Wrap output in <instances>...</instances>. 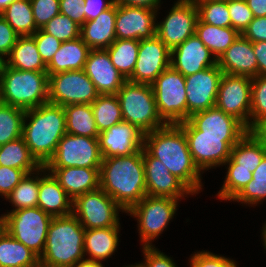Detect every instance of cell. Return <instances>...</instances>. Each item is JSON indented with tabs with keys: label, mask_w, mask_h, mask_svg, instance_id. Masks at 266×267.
Instances as JSON below:
<instances>
[{
	"label": "cell",
	"mask_w": 266,
	"mask_h": 267,
	"mask_svg": "<svg viewBox=\"0 0 266 267\" xmlns=\"http://www.w3.org/2000/svg\"><path fill=\"white\" fill-rule=\"evenodd\" d=\"M143 148L152 157L163 162L170 173L194 195L202 191L203 173L193 162L186 135L179 124H166L145 133Z\"/></svg>",
	"instance_id": "6da1fadb"
},
{
	"label": "cell",
	"mask_w": 266,
	"mask_h": 267,
	"mask_svg": "<svg viewBox=\"0 0 266 267\" xmlns=\"http://www.w3.org/2000/svg\"><path fill=\"white\" fill-rule=\"evenodd\" d=\"M100 188L126 212L147 195L143 148L128 156L103 158Z\"/></svg>",
	"instance_id": "7a4b0ae2"
},
{
	"label": "cell",
	"mask_w": 266,
	"mask_h": 267,
	"mask_svg": "<svg viewBox=\"0 0 266 267\" xmlns=\"http://www.w3.org/2000/svg\"><path fill=\"white\" fill-rule=\"evenodd\" d=\"M65 134L66 114L62 106L47 102L25 112L22 137L41 166L53 157Z\"/></svg>",
	"instance_id": "3957f363"
},
{
	"label": "cell",
	"mask_w": 266,
	"mask_h": 267,
	"mask_svg": "<svg viewBox=\"0 0 266 267\" xmlns=\"http://www.w3.org/2000/svg\"><path fill=\"white\" fill-rule=\"evenodd\" d=\"M85 229L73 215L53 217L39 262L46 267H72L84 259Z\"/></svg>",
	"instance_id": "277c9868"
},
{
	"label": "cell",
	"mask_w": 266,
	"mask_h": 267,
	"mask_svg": "<svg viewBox=\"0 0 266 267\" xmlns=\"http://www.w3.org/2000/svg\"><path fill=\"white\" fill-rule=\"evenodd\" d=\"M49 100L47 72L24 71L8 67L0 70V102L24 111L36 108Z\"/></svg>",
	"instance_id": "5b68a950"
},
{
	"label": "cell",
	"mask_w": 266,
	"mask_h": 267,
	"mask_svg": "<svg viewBox=\"0 0 266 267\" xmlns=\"http://www.w3.org/2000/svg\"><path fill=\"white\" fill-rule=\"evenodd\" d=\"M116 95L120 102L123 121L135 125L142 133L166 125L159 116L151 85L127 80Z\"/></svg>",
	"instance_id": "8992f818"
},
{
	"label": "cell",
	"mask_w": 266,
	"mask_h": 267,
	"mask_svg": "<svg viewBox=\"0 0 266 267\" xmlns=\"http://www.w3.org/2000/svg\"><path fill=\"white\" fill-rule=\"evenodd\" d=\"M181 200L146 195L126 213L137 220L142 247H152V242L167 229L176 216Z\"/></svg>",
	"instance_id": "52a82bcc"
},
{
	"label": "cell",
	"mask_w": 266,
	"mask_h": 267,
	"mask_svg": "<svg viewBox=\"0 0 266 267\" xmlns=\"http://www.w3.org/2000/svg\"><path fill=\"white\" fill-rule=\"evenodd\" d=\"M159 116L166 124L187 120L185 77L171 66L151 84Z\"/></svg>",
	"instance_id": "ba28073f"
},
{
	"label": "cell",
	"mask_w": 266,
	"mask_h": 267,
	"mask_svg": "<svg viewBox=\"0 0 266 267\" xmlns=\"http://www.w3.org/2000/svg\"><path fill=\"white\" fill-rule=\"evenodd\" d=\"M6 231L40 257L53 216L37 207L4 213Z\"/></svg>",
	"instance_id": "9c48e42d"
},
{
	"label": "cell",
	"mask_w": 266,
	"mask_h": 267,
	"mask_svg": "<svg viewBox=\"0 0 266 267\" xmlns=\"http://www.w3.org/2000/svg\"><path fill=\"white\" fill-rule=\"evenodd\" d=\"M179 125L186 135L193 162L202 173L223 166L230 158L231 148L242 138L199 136V130L189 120Z\"/></svg>",
	"instance_id": "30bf717a"
},
{
	"label": "cell",
	"mask_w": 266,
	"mask_h": 267,
	"mask_svg": "<svg viewBox=\"0 0 266 267\" xmlns=\"http://www.w3.org/2000/svg\"><path fill=\"white\" fill-rule=\"evenodd\" d=\"M119 212L126 211L105 191L98 188L73 200V215L84 229L121 226Z\"/></svg>",
	"instance_id": "8fae6325"
},
{
	"label": "cell",
	"mask_w": 266,
	"mask_h": 267,
	"mask_svg": "<svg viewBox=\"0 0 266 267\" xmlns=\"http://www.w3.org/2000/svg\"><path fill=\"white\" fill-rule=\"evenodd\" d=\"M103 157L98 138L66 133L58 142L53 157L45 168L85 167L100 168Z\"/></svg>",
	"instance_id": "7c38bea8"
},
{
	"label": "cell",
	"mask_w": 266,
	"mask_h": 267,
	"mask_svg": "<svg viewBox=\"0 0 266 267\" xmlns=\"http://www.w3.org/2000/svg\"><path fill=\"white\" fill-rule=\"evenodd\" d=\"M99 95L84 70L49 75L50 103L62 107L70 104H92Z\"/></svg>",
	"instance_id": "4fadbf2b"
},
{
	"label": "cell",
	"mask_w": 266,
	"mask_h": 267,
	"mask_svg": "<svg viewBox=\"0 0 266 267\" xmlns=\"http://www.w3.org/2000/svg\"><path fill=\"white\" fill-rule=\"evenodd\" d=\"M167 13L156 21V35L172 50L195 34L198 8L191 0H176Z\"/></svg>",
	"instance_id": "5bb4252c"
},
{
	"label": "cell",
	"mask_w": 266,
	"mask_h": 267,
	"mask_svg": "<svg viewBox=\"0 0 266 267\" xmlns=\"http://www.w3.org/2000/svg\"><path fill=\"white\" fill-rule=\"evenodd\" d=\"M252 78L223 74L215 106L250 129Z\"/></svg>",
	"instance_id": "9a60e30c"
},
{
	"label": "cell",
	"mask_w": 266,
	"mask_h": 267,
	"mask_svg": "<svg viewBox=\"0 0 266 267\" xmlns=\"http://www.w3.org/2000/svg\"><path fill=\"white\" fill-rule=\"evenodd\" d=\"M170 60L171 50L157 35L141 39L137 61L128 81L151 85L164 70L170 67Z\"/></svg>",
	"instance_id": "2e32d148"
},
{
	"label": "cell",
	"mask_w": 266,
	"mask_h": 267,
	"mask_svg": "<svg viewBox=\"0 0 266 267\" xmlns=\"http://www.w3.org/2000/svg\"><path fill=\"white\" fill-rule=\"evenodd\" d=\"M223 74V71L216 64L185 77L187 120L192 114L215 106Z\"/></svg>",
	"instance_id": "e0dca14e"
},
{
	"label": "cell",
	"mask_w": 266,
	"mask_h": 267,
	"mask_svg": "<svg viewBox=\"0 0 266 267\" xmlns=\"http://www.w3.org/2000/svg\"><path fill=\"white\" fill-rule=\"evenodd\" d=\"M144 173L147 195L184 200L194 194L159 159L143 148Z\"/></svg>",
	"instance_id": "ac0fdd59"
},
{
	"label": "cell",
	"mask_w": 266,
	"mask_h": 267,
	"mask_svg": "<svg viewBox=\"0 0 266 267\" xmlns=\"http://www.w3.org/2000/svg\"><path fill=\"white\" fill-rule=\"evenodd\" d=\"M159 10L145 7L117 5L115 21L116 39L152 38L156 35Z\"/></svg>",
	"instance_id": "d6986e66"
},
{
	"label": "cell",
	"mask_w": 266,
	"mask_h": 267,
	"mask_svg": "<svg viewBox=\"0 0 266 267\" xmlns=\"http://www.w3.org/2000/svg\"><path fill=\"white\" fill-rule=\"evenodd\" d=\"M142 133L135 125L121 121L99 133V148L103 158L128 156L143 148Z\"/></svg>",
	"instance_id": "ffe728a7"
},
{
	"label": "cell",
	"mask_w": 266,
	"mask_h": 267,
	"mask_svg": "<svg viewBox=\"0 0 266 267\" xmlns=\"http://www.w3.org/2000/svg\"><path fill=\"white\" fill-rule=\"evenodd\" d=\"M216 64V58L196 34L171 50L170 66L184 77Z\"/></svg>",
	"instance_id": "44dd1931"
},
{
	"label": "cell",
	"mask_w": 266,
	"mask_h": 267,
	"mask_svg": "<svg viewBox=\"0 0 266 267\" xmlns=\"http://www.w3.org/2000/svg\"><path fill=\"white\" fill-rule=\"evenodd\" d=\"M83 70L100 95L117 94L127 81L112 64L106 49L91 50Z\"/></svg>",
	"instance_id": "7402d4cb"
},
{
	"label": "cell",
	"mask_w": 266,
	"mask_h": 267,
	"mask_svg": "<svg viewBox=\"0 0 266 267\" xmlns=\"http://www.w3.org/2000/svg\"><path fill=\"white\" fill-rule=\"evenodd\" d=\"M188 120L199 130V136L243 137L248 132L241 121L216 106L196 112Z\"/></svg>",
	"instance_id": "603a6c76"
},
{
	"label": "cell",
	"mask_w": 266,
	"mask_h": 267,
	"mask_svg": "<svg viewBox=\"0 0 266 267\" xmlns=\"http://www.w3.org/2000/svg\"><path fill=\"white\" fill-rule=\"evenodd\" d=\"M37 206L53 217L67 216L73 213V199L44 166L39 168Z\"/></svg>",
	"instance_id": "cb8c5ba5"
},
{
	"label": "cell",
	"mask_w": 266,
	"mask_h": 267,
	"mask_svg": "<svg viewBox=\"0 0 266 267\" xmlns=\"http://www.w3.org/2000/svg\"><path fill=\"white\" fill-rule=\"evenodd\" d=\"M219 68L224 74L257 76V58L253 50V43L242 35L217 60Z\"/></svg>",
	"instance_id": "d4e9b609"
},
{
	"label": "cell",
	"mask_w": 266,
	"mask_h": 267,
	"mask_svg": "<svg viewBox=\"0 0 266 267\" xmlns=\"http://www.w3.org/2000/svg\"><path fill=\"white\" fill-rule=\"evenodd\" d=\"M65 192L74 200L77 196L100 188V168H46Z\"/></svg>",
	"instance_id": "484cf974"
},
{
	"label": "cell",
	"mask_w": 266,
	"mask_h": 267,
	"mask_svg": "<svg viewBox=\"0 0 266 267\" xmlns=\"http://www.w3.org/2000/svg\"><path fill=\"white\" fill-rule=\"evenodd\" d=\"M117 4L101 12L94 20L81 26L80 37L91 50L107 49L116 40Z\"/></svg>",
	"instance_id": "4316f807"
},
{
	"label": "cell",
	"mask_w": 266,
	"mask_h": 267,
	"mask_svg": "<svg viewBox=\"0 0 266 267\" xmlns=\"http://www.w3.org/2000/svg\"><path fill=\"white\" fill-rule=\"evenodd\" d=\"M121 226L85 229L84 256L90 260L106 261L119 246Z\"/></svg>",
	"instance_id": "83f0119b"
},
{
	"label": "cell",
	"mask_w": 266,
	"mask_h": 267,
	"mask_svg": "<svg viewBox=\"0 0 266 267\" xmlns=\"http://www.w3.org/2000/svg\"><path fill=\"white\" fill-rule=\"evenodd\" d=\"M90 51L91 49L81 37L62 42L60 48L47 65L48 75L83 70Z\"/></svg>",
	"instance_id": "f1b7e54d"
},
{
	"label": "cell",
	"mask_w": 266,
	"mask_h": 267,
	"mask_svg": "<svg viewBox=\"0 0 266 267\" xmlns=\"http://www.w3.org/2000/svg\"><path fill=\"white\" fill-rule=\"evenodd\" d=\"M4 63L18 70L47 72L32 36H19Z\"/></svg>",
	"instance_id": "f546056e"
},
{
	"label": "cell",
	"mask_w": 266,
	"mask_h": 267,
	"mask_svg": "<svg viewBox=\"0 0 266 267\" xmlns=\"http://www.w3.org/2000/svg\"><path fill=\"white\" fill-rule=\"evenodd\" d=\"M195 34L210 50L216 60H218L241 35L232 27H217L202 22L199 18L196 23Z\"/></svg>",
	"instance_id": "4dcf8cb0"
},
{
	"label": "cell",
	"mask_w": 266,
	"mask_h": 267,
	"mask_svg": "<svg viewBox=\"0 0 266 267\" xmlns=\"http://www.w3.org/2000/svg\"><path fill=\"white\" fill-rule=\"evenodd\" d=\"M63 108L66 114V133L98 138L99 132L91 104H70Z\"/></svg>",
	"instance_id": "1f68e13d"
},
{
	"label": "cell",
	"mask_w": 266,
	"mask_h": 267,
	"mask_svg": "<svg viewBox=\"0 0 266 267\" xmlns=\"http://www.w3.org/2000/svg\"><path fill=\"white\" fill-rule=\"evenodd\" d=\"M266 155V147L249 131L231 148L230 158L236 163V169L253 171Z\"/></svg>",
	"instance_id": "d6a6232c"
},
{
	"label": "cell",
	"mask_w": 266,
	"mask_h": 267,
	"mask_svg": "<svg viewBox=\"0 0 266 267\" xmlns=\"http://www.w3.org/2000/svg\"><path fill=\"white\" fill-rule=\"evenodd\" d=\"M0 166L21 169L26 174L42 167L31 155L23 137L0 145Z\"/></svg>",
	"instance_id": "836d02e7"
},
{
	"label": "cell",
	"mask_w": 266,
	"mask_h": 267,
	"mask_svg": "<svg viewBox=\"0 0 266 267\" xmlns=\"http://www.w3.org/2000/svg\"><path fill=\"white\" fill-rule=\"evenodd\" d=\"M39 257L7 231L0 238V267H33Z\"/></svg>",
	"instance_id": "e575fe53"
},
{
	"label": "cell",
	"mask_w": 266,
	"mask_h": 267,
	"mask_svg": "<svg viewBox=\"0 0 266 267\" xmlns=\"http://www.w3.org/2000/svg\"><path fill=\"white\" fill-rule=\"evenodd\" d=\"M140 41L135 39H116L106 50L114 67L128 80L133 73Z\"/></svg>",
	"instance_id": "d590c367"
},
{
	"label": "cell",
	"mask_w": 266,
	"mask_h": 267,
	"mask_svg": "<svg viewBox=\"0 0 266 267\" xmlns=\"http://www.w3.org/2000/svg\"><path fill=\"white\" fill-rule=\"evenodd\" d=\"M0 15L19 36H31L38 30L35 25L30 0L15 1Z\"/></svg>",
	"instance_id": "8d00e7d4"
},
{
	"label": "cell",
	"mask_w": 266,
	"mask_h": 267,
	"mask_svg": "<svg viewBox=\"0 0 266 267\" xmlns=\"http://www.w3.org/2000/svg\"><path fill=\"white\" fill-rule=\"evenodd\" d=\"M36 175V176H35ZM39 193V169L26 174L5 200L12 204L9 212L37 207Z\"/></svg>",
	"instance_id": "74e56055"
},
{
	"label": "cell",
	"mask_w": 266,
	"mask_h": 267,
	"mask_svg": "<svg viewBox=\"0 0 266 267\" xmlns=\"http://www.w3.org/2000/svg\"><path fill=\"white\" fill-rule=\"evenodd\" d=\"M91 107L99 133L123 121L120 102L116 94L99 95Z\"/></svg>",
	"instance_id": "f35d334b"
},
{
	"label": "cell",
	"mask_w": 266,
	"mask_h": 267,
	"mask_svg": "<svg viewBox=\"0 0 266 267\" xmlns=\"http://www.w3.org/2000/svg\"><path fill=\"white\" fill-rule=\"evenodd\" d=\"M266 201V155L252 173V179L232 200L246 206H257Z\"/></svg>",
	"instance_id": "ab89813d"
},
{
	"label": "cell",
	"mask_w": 266,
	"mask_h": 267,
	"mask_svg": "<svg viewBox=\"0 0 266 267\" xmlns=\"http://www.w3.org/2000/svg\"><path fill=\"white\" fill-rule=\"evenodd\" d=\"M25 112L0 102V145L22 137Z\"/></svg>",
	"instance_id": "60d3db41"
},
{
	"label": "cell",
	"mask_w": 266,
	"mask_h": 267,
	"mask_svg": "<svg viewBox=\"0 0 266 267\" xmlns=\"http://www.w3.org/2000/svg\"><path fill=\"white\" fill-rule=\"evenodd\" d=\"M227 169L223 185L216 195L220 201H230L242 191L252 179V172L244 169H236V163L229 158L224 164ZM227 166V167H226Z\"/></svg>",
	"instance_id": "b9f144b4"
},
{
	"label": "cell",
	"mask_w": 266,
	"mask_h": 267,
	"mask_svg": "<svg viewBox=\"0 0 266 267\" xmlns=\"http://www.w3.org/2000/svg\"><path fill=\"white\" fill-rule=\"evenodd\" d=\"M198 8V18L217 27H231L227 1L194 2Z\"/></svg>",
	"instance_id": "7bdbcfd3"
},
{
	"label": "cell",
	"mask_w": 266,
	"mask_h": 267,
	"mask_svg": "<svg viewBox=\"0 0 266 267\" xmlns=\"http://www.w3.org/2000/svg\"><path fill=\"white\" fill-rule=\"evenodd\" d=\"M42 29L59 41L66 42L80 37L81 26L60 13L49 20Z\"/></svg>",
	"instance_id": "ee69618b"
},
{
	"label": "cell",
	"mask_w": 266,
	"mask_h": 267,
	"mask_svg": "<svg viewBox=\"0 0 266 267\" xmlns=\"http://www.w3.org/2000/svg\"><path fill=\"white\" fill-rule=\"evenodd\" d=\"M250 128L266 116V76L257 75L252 78L251 85Z\"/></svg>",
	"instance_id": "f6af8a7d"
},
{
	"label": "cell",
	"mask_w": 266,
	"mask_h": 267,
	"mask_svg": "<svg viewBox=\"0 0 266 267\" xmlns=\"http://www.w3.org/2000/svg\"><path fill=\"white\" fill-rule=\"evenodd\" d=\"M228 11L231 27L242 34L254 18L246 0H228Z\"/></svg>",
	"instance_id": "bcb514c9"
},
{
	"label": "cell",
	"mask_w": 266,
	"mask_h": 267,
	"mask_svg": "<svg viewBox=\"0 0 266 267\" xmlns=\"http://www.w3.org/2000/svg\"><path fill=\"white\" fill-rule=\"evenodd\" d=\"M190 267H238L235 260L211 251H196L189 258Z\"/></svg>",
	"instance_id": "7dc6e473"
},
{
	"label": "cell",
	"mask_w": 266,
	"mask_h": 267,
	"mask_svg": "<svg viewBox=\"0 0 266 267\" xmlns=\"http://www.w3.org/2000/svg\"><path fill=\"white\" fill-rule=\"evenodd\" d=\"M30 2L35 25L38 29L60 14L59 0H30Z\"/></svg>",
	"instance_id": "c3c4849f"
},
{
	"label": "cell",
	"mask_w": 266,
	"mask_h": 267,
	"mask_svg": "<svg viewBox=\"0 0 266 267\" xmlns=\"http://www.w3.org/2000/svg\"><path fill=\"white\" fill-rule=\"evenodd\" d=\"M37 45L41 59L47 66L52 60L54 54L60 48L62 42L51 34L46 33L42 28L38 29L33 35H31Z\"/></svg>",
	"instance_id": "681fc988"
},
{
	"label": "cell",
	"mask_w": 266,
	"mask_h": 267,
	"mask_svg": "<svg viewBox=\"0 0 266 267\" xmlns=\"http://www.w3.org/2000/svg\"><path fill=\"white\" fill-rule=\"evenodd\" d=\"M25 175L21 169L0 166V196L6 198Z\"/></svg>",
	"instance_id": "f907efd6"
},
{
	"label": "cell",
	"mask_w": 266,
	"mask_h": 267,
	"mask_svg": "<svg viewBox=\"0 0 266 267\" xmlns=\"http://www.w3.org/2000/svg\"><path fill=\"white\" fill-rule=\"evenodd\" d=\"M144 267H178L174 260L155 246L142 247Z\"/></svg>",
	"instance_id": "816d5d0a"
},
{
	"label": "cell",
	"mask_w": 266,
	"mask_h": 267,
	"mask_svg": "<svg viewBox=\"0 0 266 267\" xmlns=\"http://www.w3.org/2000/svg\"><path fill=\"white\" fill-rule=\"evenodd\" d=\"M19 35L0 15V59L4 60L11 53L12 47L16 44Z\"/></svg>",
	"instance_id": "f5cc1de1"
},
{
	"label": "cell",
	"mask_w": 266,
	"mask_h": 267,
	"mask_svg": "<svg viewBox=\"0 0 266 267\" xmlns=\"http://www.w3.org/2000/svg\"><path fill=\"white\" fill-rule=\"evenodd\" d=\"M85 0H59L60 13L82 26L85 22Z\"/></svg>",
	"instance_id": "db71d44e"
},
{
	"label": "cell",
	"mask_w": 266,
	"mask_h": 267,
	"mask_svg": "<svg viewBox=\"0 0 266 267\" xmlns=\"http://www.w3.org/2000/svg\"><path fill=\"white\" fill-rule=\"evenodd\" d=\"M241 35L252 43L266 41V16L254 17Z\"/></svg>",
	"instance_id": "11a10c76"
},
{
	"label": "cell",
	"mask_w": 266,
	"mask_h": 267,
	"mask_svg": "<svg viewBox=\"0 0 266 267\" xmlns=\"http://www.w3.org/2000/svg\"><path fill=\"white\" fill-rule=\"evenodd\" d=\"M114 4V0H85V22L94 20L101 12Z\"/></svg>",
	"instance_id": "9f6ffc18"
},
{
	"label": "cell",
	"mask_w": 266,
	"mask_h": 267,
	"mask_svg": "<svg viewBox=\"0 0 266 267\" xmlns=\"http://www.w3.org/2000/svg\"><path fill=\"white\" fill-rule=\"evenodd\" d=\"M253 50L257 58V75L266 76V41L253 43Z\"/></svg>",
	"instance_id": "6f0895ef"
},
{
	"label": "cell",
	"mask_w": 266,
	"mask_h": 267,
	"mask_svg": "<svg viewBox=\"0 0 266 267\" xmlns=\"http://www.w3.org/2000/svg\"><path fill=\"white\" fill-rule=\"evenodd\" d=\"M114 3L124 6L145 7L157 11L160 10L161 4H163L161 0H114Z\"/></svg>",
	"instance_id": "680465c9"
},
{
	"label": "cell",
	"mask_w": 266,
	"mask_h": 267,
	"mask_svg": "<svg viewBox=\"0 0 266 267\" xmlns=\"http://www.w3.org/2000/svg\"><path fill=\"white\" fill-rule=\"evenodd\" d=\"M248 131L266 147V116L259 119Z\"/></svg>",
	"instance_id": "91938a15"
},
{
	"label": "cell",
	"mask_w": 266,
	"mask_h": 267,
	"mask_svg": "<svg viewBox=\"0 0 266 267\" xmlns=\"http://www.w3.org/2000/svg\"><path fill=\"white\" fill-rule=\"evenodd\" d=\"M254 17L266 16V0H246Z\"/></svg>",
	"instance_id": "94428289"
},
{
	"label": "cell",
	"mask_w": 266,
	"mask_h": 267,
	"mask_svg": "<svg viewBox=\"0 0 266 267\" xmlns=\"http://www.w3.org/2000/svg\"><path fill=\"white\" fill-rule=\"evenodd\" d=\"M102 263L101 261L84 258L79 260L72 267H105Z\"/></svg>",
	"instance_id": "6125c7cd"
},
{
	"label": "cell",
	"mask_w": 266,
	"mask_h": 267,
	"mask_svg": "<svg viewBox=\"0 0 266 267\" xmlns=\"http://www.w3.org/2000/svg\"><path fill=\"white\" fill-rule=\"evenodd\" d=\"M6 232V218L4 214L0 215V238Z\"/></svg>",
	"instance_id": "be15d7a7"
},
{
	"label": "cell",
	"mask_w": 266,
	"mask_h": 267,
	"mask_svg": "<svg viewBox=\"0 0 266 267\" xmlns=\"http://www.w3.org/2000/svg\"><path fill=\"white\" fill-rule=\"evenodd\" d=\"M18 0H0V13L3 12L11 3Z\"/></svg>",
	"instance_id": "e7e4bbea"
},
{
	"label": "cell",
	"mask_w": 266,
	"mask_h": 267,
	"mask_svg": "<svg viewBox=\"0 0 266 267\" xmlns=\"http://www.w3.org/2000/svg\"><path fill=\"white\" fill-rule=\"evenodd\" d=\"M260 231H261L260 236L262 239L261 242H263L262 245H263L264 249L266 250V221H265V223H264V225Z\"/></svg>",
	"instance_id": "03108f58"
},
{
	"label": "cell",
	"mask_w": 266,
	"mask_h": 267,
	"mask_svg": "<svg viewBox=\"0 0 266 267\" xmlns=\"http://www.w3.org/2000/svg\"><path fill=\"white\" fill-rule=\"evenodd\" d=\"M124 267H144L142 263L136 262L135 264L125 265Z\"/></svg>",
	"instance_id": "003e7915"
},
{
	"label": "cell",
	"mask_w": 266,
	"mask_h": 267,
	"mask_svg": "<svg viewBox=\"0 0 266 267\" xmlns=\"http://www.w3.org/2000/svg\"><path fill=\"white\" fill-rule=\"evenodd\" d=\"M193 2H211V1H227V0H191Z\"/></svg>",
	"instance_id": "a7ac6f4b"
},
{
	"label": "cell",
	"mask_w": 266,
	"mask_h": 267,
	"mask_svg": "<svg viewBox=\"0 0 266 267\" xmlns=\"http://www.w3.org/2000/svg\"><path fill=\"white\" fill-rule=\"evenodd\" d=\"M33 267H46L45 265L41 264L40 262L38 264H36L35 266Z\"/></svg>",
	"instance_id": "89a4df30"
},
{
	"label": "cell",
	"mask_w": 266,
	"mask_h": 267,
	"mask_svg": "<svg viewBox=\"0 0 266 267\" xmlns=\"http://www.w3.org/2000/svg\"><path fill=\"white\" fill-rule=\"evenodd\" d=\"M2 64H3V61H2V60H0V70H1V66H2Z\"/></svg>",
	"instance_id": "2644e50d"
}]
</instances>
